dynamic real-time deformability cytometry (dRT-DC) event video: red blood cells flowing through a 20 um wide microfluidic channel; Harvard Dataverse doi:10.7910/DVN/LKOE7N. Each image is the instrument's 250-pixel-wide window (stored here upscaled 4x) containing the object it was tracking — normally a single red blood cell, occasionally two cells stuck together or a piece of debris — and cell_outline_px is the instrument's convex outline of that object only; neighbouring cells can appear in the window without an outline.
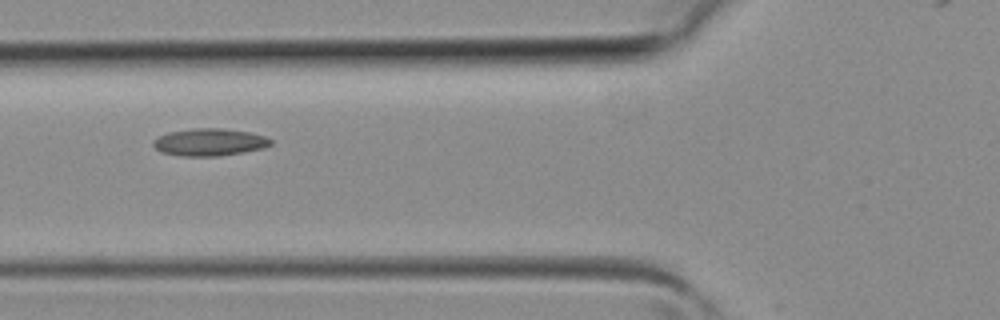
{"species": "common noctule bat (a hibernating species)", "species_latin": "Nyctalus noctula", "temperature_condition": "room temperature", "stored_images_in_passage": 3, "camera_frame_rate_fps": 3000, "um_per_image_px": 0.085, "animal": {"sex": "female", "body_mass_g": 19.3, "forearm_length_mm": 54.1}, "frame": {"image": 1, "passage_image": 3, "time_ms": 0.667, "image_size_px": [1000, 320], "cell_outline_px": [[272, 144], [264, 148], [244, 152], [220, 156], [180, 156], [160, 152], [152, 144], [152, 140], [168, 132], [192, 128], [220, 128], [248, 132], [264, 136], [272, 140]], "centroid_in_image_um": [17.79, 12.09], "position_along_channel_um": 108.0, "area_um2": 18.79}}